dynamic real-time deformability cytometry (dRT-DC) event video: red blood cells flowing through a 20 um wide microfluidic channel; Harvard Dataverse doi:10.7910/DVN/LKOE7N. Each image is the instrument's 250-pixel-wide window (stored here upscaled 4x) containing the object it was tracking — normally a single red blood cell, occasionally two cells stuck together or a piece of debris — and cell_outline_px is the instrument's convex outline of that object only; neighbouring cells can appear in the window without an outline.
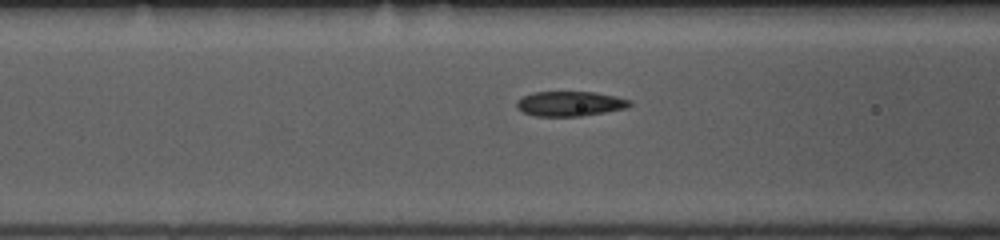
{"species": "common noctule bat (a hibernating species)", "species_latin": "Nyctalus noctula", "temperature_condition": "room temperature", "stored_images_in_passage": 34, "camera_frame_rate_fps": 3000, "um_per_image_px": 0.085, "animal": {"sex": "female", "body_mass_g": 10.0, "forearm_length_mm": 53.1}, "frame": {"image": 1, "passage_image": 12, "time_ms": 3.667, "image_size_px": [1000, 240], "cell_outline_px": [[632, 104], [628, 108], [580, 116], [536, 116], [524, 112], [516, 108], [516, 100], [532, 92], [592, 92], [616, 96], [632, 100]], "centroid_in_image_um": [48.45, 8.81], "position_along_channel_um": 118.1, "area_um2": 16.42}}
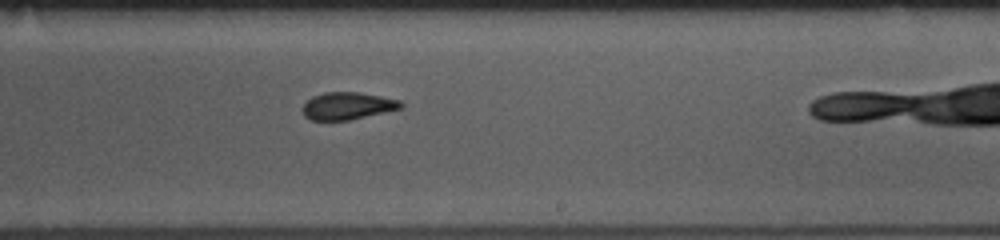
{"frame": {"image": 2, "passage_image": 23, "time_ms": 7.333, "image_size_px": [1000, 240], "cell_outline_px": [[404, 108], [348, 120], [312, 120], [304, 116], [304, 104], [312, 96], [324, 92], [356, 92], [400, 100], [404, 104]], "centroid_in_image_um": [29.56, 9.0], "position_along_channel_um": 259.4, "area_um2": 15.49}}
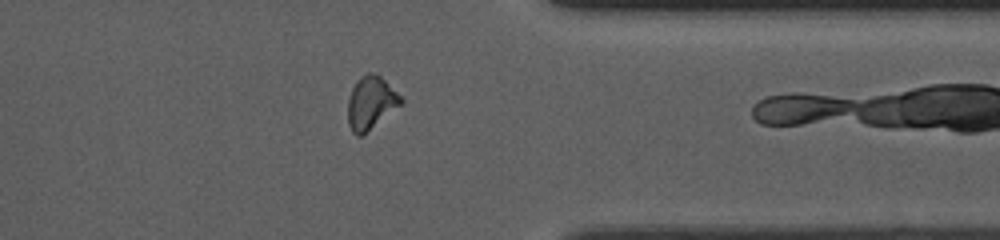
{"frame": {"image": 3, "passage_image": 33, "time_ms": 10.667, "image_size_px": [1000, 240], "cell_outline_px": [[404, 104], [360, 136], [356, 136], [352, 132], [348, 124], [348, 100], [352, 88], [356, 80], [360, 76], [368, 72], [376, 72], [404, 100]], "centroid_in_image_um": [31.52, 8.73], "position_along_channel_um": 379.9, "area_um2": 16.42}}